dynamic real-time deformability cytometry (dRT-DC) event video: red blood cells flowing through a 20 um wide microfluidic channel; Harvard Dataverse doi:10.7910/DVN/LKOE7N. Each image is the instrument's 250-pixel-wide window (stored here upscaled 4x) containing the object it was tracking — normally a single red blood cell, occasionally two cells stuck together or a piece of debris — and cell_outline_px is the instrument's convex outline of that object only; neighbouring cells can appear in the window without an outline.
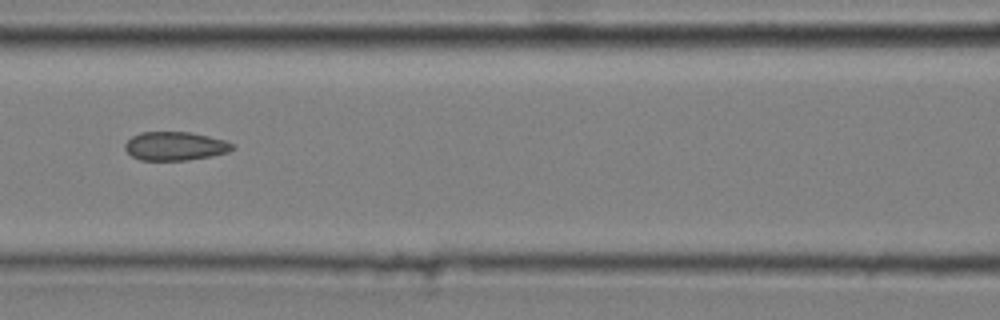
{"species": "common noctule bat (a hibernating species)", "species_latin": "Nyctalus noctula", "temperature_condition": "cold", "stored_images_in_passage": 16, "camera_frame_rate_fps": 3000, "um_per_image_px": 0.085, "animal": {"sex": "male", "body_mass_g": 20.4}, "frame": {"image": 1, "passage_image": 7, "time_ms": 2.0, "image_size_px": [1000, 320], "cell_outline_px": [[236, 148], [228, 152], [212, 156], [188, 160], [140, 160], [132, 156], [124, 148], [124, 144], [132, 136], [140, 132], [188, 132], [208, 136], [224, 140], [232, 144]], "centroid_in_image_um": [14.88, 12.42], "position_along_channel_um": 151.7, "area_um2": 17.92}}
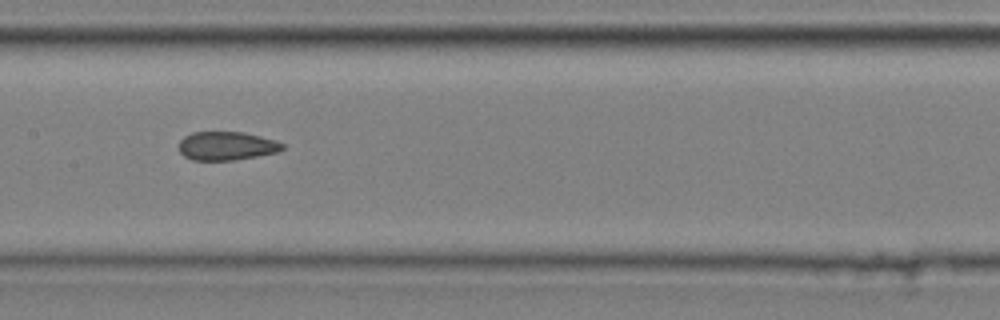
{"frame": {"image": 2, "passage_image": 10, "time_ms": 3.0, "image_size_px": [1000, 320], "cell_outline_px": [[284, 148], [276, 152], [236, 160], [192, 160], [184, 156], [180, 152], [180, 140], [184, 136], [192, 132], [244, 132], [276, 140], [284, 144]], "centroid_in_image_um": [19.26, 12.4], "position_along_channel_um": 188.1, "area_um2": 17.22}}